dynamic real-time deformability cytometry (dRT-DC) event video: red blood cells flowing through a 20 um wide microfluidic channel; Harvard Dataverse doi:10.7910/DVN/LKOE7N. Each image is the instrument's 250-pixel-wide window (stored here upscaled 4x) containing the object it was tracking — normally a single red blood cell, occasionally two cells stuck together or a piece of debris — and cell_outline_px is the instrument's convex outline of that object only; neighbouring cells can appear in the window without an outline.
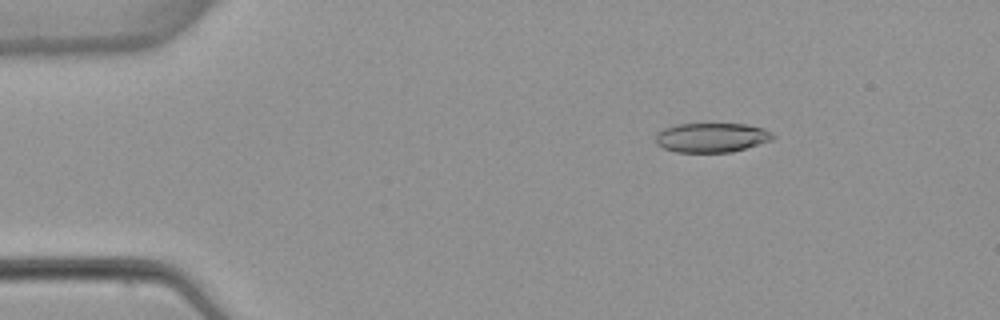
{"species": "common noctule bat (a hibernating species)", "species_latin": "Nyctalus noctula", "temperature_condition": "warm", "stored_images_in_passage": 4, "camera_frame_rate_fps": 3000, "um_per_image_px": 0.085, "animal": {"sex": "female", "body_mass_g": 22.7, "forearm_length_mm": 54.2}, "frame": {"image": 1, "passage_image": 2, "time_ms": 1.333, "image_size_px": [1000, 320], "cell_outline_px": [[776, 136], [772, 140], [732, 152], [676, 152], [664, 148], [656, 144], [656, 132], [664, 128], [676, 124], [744, 124], [764, 128], [772, 132]], "centroid_in_image_um": [60.49, 11.69], "position_along_channel_um": 24.5, "area_um2": 20.17}}